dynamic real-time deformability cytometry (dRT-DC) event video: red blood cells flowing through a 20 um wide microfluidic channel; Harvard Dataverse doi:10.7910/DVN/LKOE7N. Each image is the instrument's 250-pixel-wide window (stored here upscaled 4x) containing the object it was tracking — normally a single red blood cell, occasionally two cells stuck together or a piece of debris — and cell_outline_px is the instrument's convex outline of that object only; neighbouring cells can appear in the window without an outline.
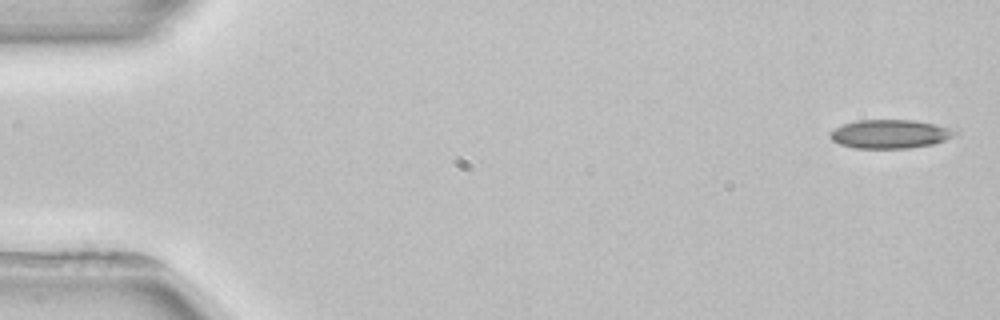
{"species": "common noctule bat (a hibernating species)", "species_latin": "Nyctalus noctula", "temperature_condition": "room temperature", "stored_images_in_passage": 4, "camera_frame_rate_fps": 3000, "um_per_image_px": 0.085, "animal": {"sex": "female", "body_mass_g": 22.7, "forearm_length_mm": 54.2}, "frame": {"image": 1, "passage_image": 1, "time_ms": 0.0, "image_size_px": [1000, 320], "cell_outline_px": [[960, 132], [944, 140], [932, 144], [912, 148], [856, 148], [840, 144], [832, 140], [828, 136], [836, 128], [844, 124], [856, 120], [912, 120], [936, 124], [956, 128]], "centroid_in_image_um": [75.71, 11.38], "position_along_channel_um": 9.3, "area_um2": 20.92}}
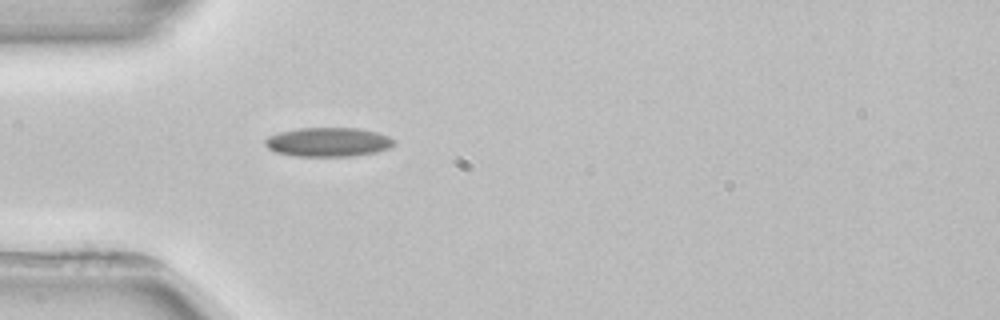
{"frame": {"image": 2, "passage_image": 4, "time_ms": 4.667, "image_size_px": [1000, 320], "cell_outline_px": [[396, 144], [388, 148], [376, 152], [352, 156], [296, 156], [276, 152], [268, 148], [264, 144], [264, 140], [268, 136], [280, 132], [296, 128], [360, 128], [376, 132], [388, 136], [396, 140]], "centroid_in_image_um": [27.9, 12.07], "position_along_channel_um": 57.1, "area_um2": 21.96}}